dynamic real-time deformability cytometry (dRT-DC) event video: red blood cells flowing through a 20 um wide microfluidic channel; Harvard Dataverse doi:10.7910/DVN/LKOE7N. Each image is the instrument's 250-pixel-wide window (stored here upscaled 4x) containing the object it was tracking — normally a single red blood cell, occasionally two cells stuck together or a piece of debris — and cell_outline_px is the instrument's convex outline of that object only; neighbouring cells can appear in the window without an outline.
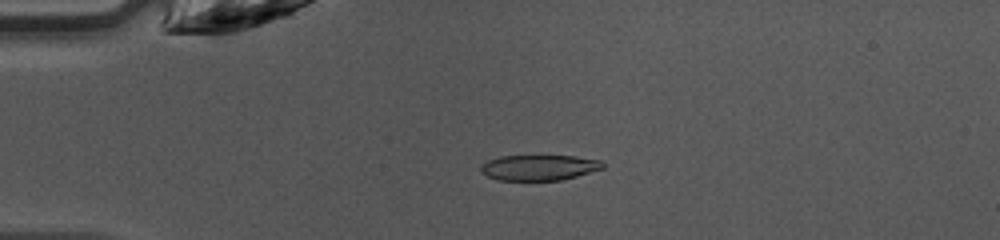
{"species": "common noctule bat (a hibernating species)", "species_latin": "Nyctalus noctula", "temperature_condition": "warm", "stored_images_in_passage": 43, "camera_frame_rate_fps": 3000, "um_per_image_px": 0.085, "animal": {"sex": "female", "body_mass_g": 10.0, "forearm_length_mm": 53.1}, "frame": {"image": 1, "passage_image": 8, "time_ms": 2.333, "image_size_px": [1000, 240], "cell_outline_px": [[604, 168], [576, 176], [560, 180], [496, 180], [480, 172], [480, 164], [488, 160], [500, 156], [572, 156], [600, 160], [604, 164]], "centroid_in_image_um": [45.77, 14.24], "position_along_channel_um": 39.2, "area_um2": 18.09}}
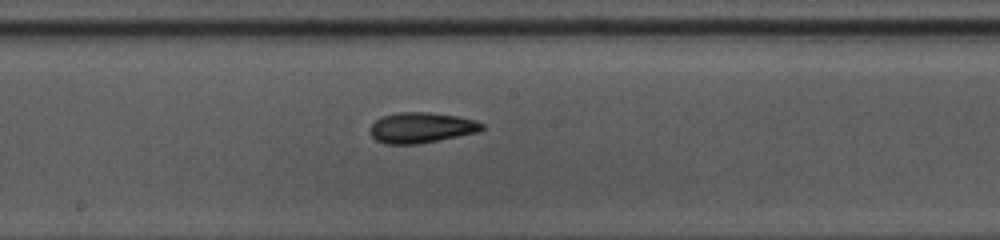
{"frame": {"image": 2, "passage_image": 22, "time_ms": 7.0, "image_size_px": [1000, 240], "cell_outline_px": [[484, 128], [480, 132], [416, 144], [384, 144], [376, 140], [368, 132], [372, 124], [376, 120], [384, 116], [400, 112], [428, 112], [460, 116], [484, 124]], "centroid_in_image_um": [35.81, 10.85], "position_along_channel_um": 212.4, "area_um2": 19.88}}
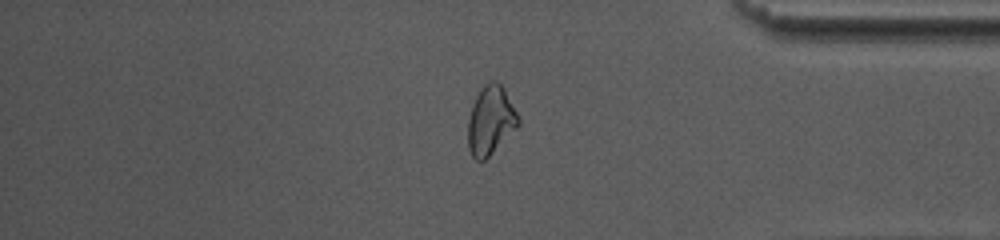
{"frame": {"image": 3, "passage_image": 36, "time_ms": 11.667, "image_size_px": [1000, 240], "cell_outline_px": [[520, 124], [484, 160], [476, 160], [472, 156], [468, 148], [468, 120], [472, 104], [480, 88], [484, 84], [492, 80], [496, 80], [504, 88], [520, 120]], "centroid_in_image_um": [41.68, 10.21], "position_along_channel_um": 393.5, "area_um2": 19.94}, "authors_computed_cell_mechanics": {"area_um2": 19.652, "velocity_mm_per_s": 4.2805, "shape_relaxation_time_tau1_ms": 8.6794, "shape_relaxation_time_tau2_ms": 2.7653, "deformation_change_tau1": 0.2137, "deformation_change_tau2": 0.0906}}